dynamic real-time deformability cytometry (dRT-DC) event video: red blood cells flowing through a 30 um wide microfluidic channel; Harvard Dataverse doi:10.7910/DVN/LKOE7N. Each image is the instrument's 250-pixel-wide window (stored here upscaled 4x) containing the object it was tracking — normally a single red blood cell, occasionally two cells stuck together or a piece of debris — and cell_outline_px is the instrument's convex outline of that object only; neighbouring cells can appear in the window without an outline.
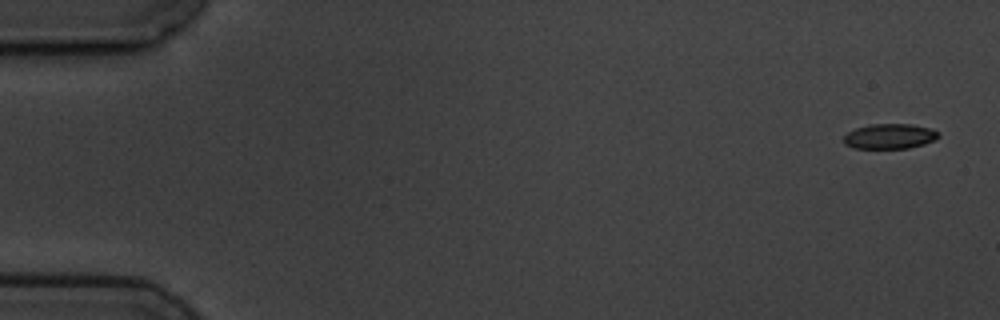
{"species": "common noctule bat (a hibernating species)", "species_latin": "Nyctalus noctula", "temperature_condition": "cold", "stored_images_in_passage": 6, "camera_frame_rate_fps": 3000, "um_per_image_px": 0.085, "animal": {"sex": "male", "body_mass_g": 19.5, "forearm_length_mm": 54.6}, "frame": {"image": 1, "passage_image": 1, "time_ms": 0.0, "image_size_px": [1000, 320], "cell_outline_px": [[940, 136], [936, 140], [924, 144], [908, 148], [856, 148], [844, 144], [844, 136], [848, 132], [856, 128], [872, 124], [912, 124], [928, 128], [940, 132]], "centroid_in_image_um": [75.65, 11.58], "position_along_channel_um": 9.3, "area_um2": 13.81}}
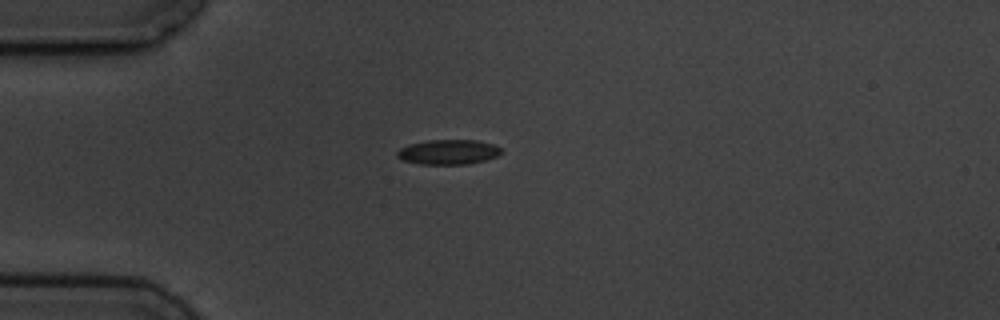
{"frame": {"image": 2, "passage_image": 4, "time_ms": 4.333, "image_size_px": [1000, 320], "cell_outline_px": [[500, 152], [496, 156], [484, 160], [468, 164], [420, 164], [404, 160], [396, 156], [396, 152], [400, 148], [408, 144], [428, 140], [476, 140], [492, 144], [500, 148]], "centroid_in_image_um": [38.06, 12.91], "position_along_channel_um": 46.9, "area_um2": 14.91}}
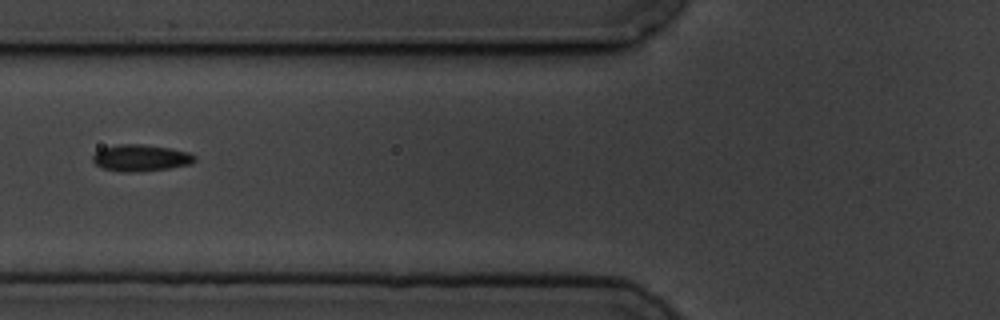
{"frame": {"image": 3, "passage_image": 6, "time_ms": 6.667, "image_size_px": [1000, 320], "cell_outline_px": [[196, 160], [192, 164], [168, 168], [132, 172], [124, 172], [104, 168], [96, 164], [92, 160], [92, 156], [100, 148], [116, 144], [140, 144], [168, 148], [188, 152], [196, 156]], "centroid_in_image_um": [11.95, 13.41], "position_along_channel_um": 113.8, "area_um2": 15.72}}